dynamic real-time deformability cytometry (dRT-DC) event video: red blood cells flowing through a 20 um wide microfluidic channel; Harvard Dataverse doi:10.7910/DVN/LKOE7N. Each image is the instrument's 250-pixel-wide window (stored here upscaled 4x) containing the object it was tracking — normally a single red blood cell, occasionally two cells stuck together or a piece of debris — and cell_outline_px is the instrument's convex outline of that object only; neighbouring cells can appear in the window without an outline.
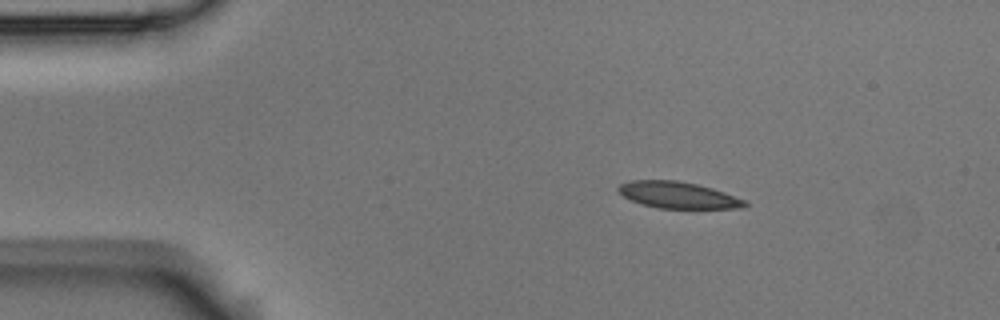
{"species": "Egyptian fruit bat (a non-hibernating species)", "species_latin": "Rousettus aegyptiacus", "temperature_condition": "room temperature", "stored_images_in_passage": 3, "camera_frame_rate_fps": 3000, "um_per_image_px": 0.085, "animal": {"sex": "male"}, "frame": {"image": 1, "passage_image": 2, "time_ms": 0.333, "image_size_px": [1000, 320], "cell_outline_px": [[748, 204], [744, 208], [660, 208], [644, 204], [632, 200], [624, 196], [616, 188], [620, 184], [628, 180], [676, 180], [696, 184], [712, 188], [724, 192], [744, 200]], "centroid_in_image_um": [57.62, 16.57], "position_along_channel_um": 27.4, "area_um2": 19.31}}